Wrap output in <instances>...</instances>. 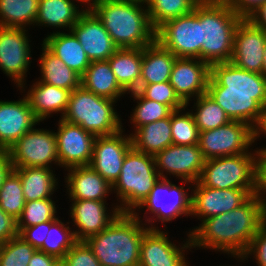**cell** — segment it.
<instances>
[{"label": "cell", "instance_id": "cell-30", "mask_svg": "<svg viewBox=\"0 0 266 266\" xmlns=\"http://www.w3.org/2000/svg\"><path fill=\"white\" fill-rule=\"evenodd\" d=\"M81 86L96 95L114 101L127 93L119 85L108 60L91 62L81 76Z\"/></svg>", "mask_w": 266, "mask_h": 266}, {"label": "cell", "instance_id": "cell-8", "mask_svg": "<svg viewBox=\"0 0 266 266\" xmlns=\"http://www.w3.org/2000/svg\"><path fill=\"white\" fill-rule=\"evenodd\" d=\"M255 153H242L205 160L199 182L216 189L256 190Z\"/></svg>", "mask_w": 266, "mask_h": 266}, {"label": "cell", "instance_id": "cell-27", "mask_svg": "<svg viewBox=\"0 0 266 266\" xmlns=\"http://www.w3.org/2000/svg\"><path fill=\"white\" fill-rule=\"evenodd\" d=\"M175 59L176 56L157 40L143 47L140 84L169 81Z\"/></svg>", "mask_w": 266, "mask_h": 266}, {"label": "cell", "instance_id": "cell-58", "mask_svg": "<svg viewBox=\"0 0 266 266\" xmlns=\"http://www.w3.org/2000/svg\"><path fill=\"white\" fill-rule=\"evenodd\" d=\"M121 1H133V2L145 3V0H121Z\"/></svg>", "mask_w": 266, "mask_h": 266}, {"label": "cell", "instance_id": "cell-11", "mask_svg": "<svg viewBox=\"0 0 266 266\" xmlns=\"http://www.w3.org/2000/svg\"><path fill=\"white\" fill-rule=\"evenodd\" d=\"M8 151L13 168H50L53 162L60 166L57 153L56 135L50 130L35 129L33 127Z\"/></svg>", "mask_w": 266, "mask_h": 266}, {"label": "cell", "instance_id": "cell-7", "mask_svg": "<svg viewBox=\"0 0 266 266\" xmlns=\"http://www.w3.org/2000/svg\"><path fill=\"white\" fill-rule=\"evenodd\" d=\"M160 178L154 156L131 147L125 155L120 176L112 185L121 203V213H132L149 195Z\"/></svg>", "mask_w": 266, "mask_h": 266}, {"label": "cell", "instance_id": "cell-44", "mask_svg": "<svg viewBox=\"0 0 266 266\" xmlns=\"http://www.w3.org/2000/svg\"><path fill=\"white\" fill-rule=\"evenodd\" d=\"M63 260L68 266H101L86 241H77Z\"/></svg>", "mask_w": 266, "mask_h": 266}, {"label": "cell", "instance_id": "cell-55", "mask_svg": "<svg viewBox=\"0 0 266 266\" xmlns=\"http://www.w3.org/2000/svg\"><path fill=\"white\" fill-rule=\"evenodd\" d=\"M261 74L266 79V46H265V50H264V61H263V65H262V72H261Z\"/></svg>", "mask_w": 266, "mask_h": 266}, {"label": "cell", "instance_id": "cell-47", "mask_svg": "<svg viewBox=\"0 0 266 266\" xmlns=\"http://www.w3.org/2000/svg\"><path fill=\"white\" fill-rule=\"evenodd\" d=\"M266 151H258L256 159V192L266 207ZM262 194V195H261ZM264 194V195H263Z\"/></svg>", "mask_w": 266, "mask_h": 266}, {"label": "cell", "instance_id": "cell-21", "mask_svg": "<svg viewBox=\"0 0 266 266\" xmlns=\"http://www.w3.org/2000/svg\"><path fill=\"white\" fill-rule=\"evenodd\" d=\"M209 77L210 66L204 61L176 57L169 82L187 107L192 96L197 98L207 93Z\"/></svg>", "mask_w": 266, "mask_h": 266}, {"label": "cell", "instance_id": "cell-46", "mask_svg": "<svg viewBox=\"0 0 266 266\" xmlns=\"http://www.w3.org/2000/svg\"><path fill=\"white\" fill-rule=\"evenodd\" d=\"M19 236L22 237L35 249H39L46 239L47 233L50 229V221L40 223L32 227H17Z\"/></svg>", "mask_w": 266, "mask_h": 266}, {"label": "cell", "instance_id": "cell-26", "mask_svg": "<svg viewBox=\"0 0 266 266\" xmlns=\"http://www.w3.org/2000/svg\"><path fill=\"white\" fill-rule=\"evenodd\" d=\"M43 45L80 76L91 64L82 45L71 30L69 33L56 31L47 35L43 39Z\"/></svg>", "mask_w": 266, "mask_h": 266}, {"label": "cell", "instance_id": "cell-14", "mask_svg": "<svg viewBox=\"0 0 266 266\" xmlns=\"http://www.w3.org/2000/svg\"><path fill=\"white\" fill-rule=\"evenodd\" d=\"M155 166L160 178L169 175L181 179L182 183H195L199 180L205 159L196 145H170L154 155ZM184 181V182H183Z\"/></svg>", "mask_w": 266, "mask_h": 266}, {"label": "cell", "instance_id": "cell-49", "mask_svg": "<svg viewBox=\"0 0 266 266\" xmlns=\"http://www.w3.org/2000/svg\"><path fill=\"white\" fill-rule=\"evenodd\" d=\"M266 0H233L230 7L242 19H248Z\"/></svg>", "mask_w": 266, "mask_h": 266}, {"label": "cell", "instance_id": "cell-34", "mask_svg": "<svg viewBox=\"0 0 266 266\" xmlns=\"http://www.w3.org/2000/svg\"><path fill=\"white\" fill-rule=\"evenodd\" d=\"M39 0H0V26L25 28L34 25Z\"/></svg>", "mask_w": 266, "mask_h": 266}, {"label": "cell", "instance_id": "cell-10", "mask_svg": "<svg viewBox=\"0 0 266 266\" xmlns=\"http://www.w3.org/2000/svg\"><path fill=\"white\" fill-rule=\"evenodd\" d=\"M254 143L253 127L241 121L199 132L198 146L205 160L248 152Z\"/></svg>", "mask_w": 266, "mask_h": 266}, {"label": "cell", "instance_id": "cell-53", "mask_svg": "<svg viewBox=\"0 0 266 266\" xmlns=\"http://www.w3.org/2000/svg\"><path fill=\"white\" fill-rule=\"evenodd\" d=\"M254 132V141L260 137V133H264L266 135V107L263 108V111L261 113L260 119L256 126L253 128ZM257 151H266V148H261Z\"/></svg>", "mask_w": 266, "mask_h": 266}, {"label": "cell", "instance_id": "cell-3", "mask_svg": "<svg viewBox=\"0 0 266 266\" xmlns=\"http://www.w3.org/2000/svg\"><path fill=\"white\" fill-rule=\"evenodd\" d=\"M140 218L136 211L120 213L107 228L86 240L101 266H139L144 233L158 229L152 224L146 227Z\"/></svg>", "mask_w": 266, "mask_h": 266}, {"label": "cell", "instance_id": "cell-50", "mask_svg": "<svg viewBox=\"0 0 266 266\" xmlns=\"http://www.w3.org/2000/svg\"><path fill=\"white\" fill-rule=\"evenodd\" d=\"M57 260L56 257L37 249L30 259L28 266H53Z\"/></svg>", "mask_w": 266, "mask_h": 266}, {"label": "cell", "instance_id": "cell-17", "mask_svg": "<svg viewBox=\"0 0 266 266\" xmlns=\"http://www.w3.org/2000/svg\"><path fill=\"white\" fill-rule=\"evenodd\" d=\"M266 46V31L249 19H242L235 30L230 60L238 68L261 74Z\"/></svg>", "mask_w": 266, "mask_h": 266}, {"label": "cell", "instance_id": "cell-24", "mask_svg": "<svg viewBox=\"0 0 266 266\" xmlns=\"http://www.w3.org/2000/svg\"><path fill=\"white\" fill-rule=\"evenodd\" d=\"M67 192L70 200L105 201L106 195L112 192V185L90 165L67 169Z\"/></svg>", "mask_w": 266, "mask_h": 266}, {"label": "cell", "instance_id": "cell-36", "mask_svg": "<svg viewBox=\"0 0 266 266\" xmlns=\"http://www.w3.org/2000/svg\"><path fill=\"white\" fill-rule=\"evenodd\" d=\"M196 100L194 103L196 112L191 113L199 132L224 126L231 121L223 108L208 93L200 95Z\"/></svg>", "mask_w": 266, "mask_h": 266}, {"label": "cell", "instance_id": "cell-2", "mask_svg": "<svg viewBox=\"0 0 266 266\" xmlns=\"http://www.w3.org/2000/svg\"><path fill=\"white\" fill-rule=\"evenodd\" d=\"M207 93L231 121L245 122L253 128L266 107L265 77L238 68L231 62L210 66Z\"/></svg>", "mask_w": 266, "mask_h": 266}, {"label": "cell", "instance_id": "cell-18", "mask_svg": "<svg viewBox=\"0 0 266 266\" xmlns=\"http://www.w3.org/2000/svg\"><path fill=\"white\" fill-rule=\"evenodd\" d=\"M121 129L112 135L97 136L90 166L111 185L119 178L126 153L132 147L130 135Z\"/></svg>", "mask_w": 266, "mask_h": 266}, {"label": "cell", "instance_id": "cell-23", "mask_svg": "<svg viewBox=\"0 0 266 266\" xmlns=\"http://www.w3.org/2000/svg\"><path fill=\"white\" fill-rule=\"evenodd\" d=\"M71 217L78 228L74 231L77 241H86L107 228L121 213L116 206L112 214L106 212V201L72 200ZM110 215V216H109Z\"/></svg>", "mask_w": 266, "mask_h": 266}, {"label": "cell", "instance_id": "cell-40", "mask_svg": "<svg viewBox=\"0 0 266 266\" xmlns=\"http://www.w3.org/2000/svg\"><path fill=\"white\" fill-rule=\"evenodd\" d=\"M55 206L52 198L26 202L21 216L17 219V227H32L55 220L57 218Z\"/></svg>", "mask_w": 266, "mask_h": 266}, {"label": "cell", "instance_id": "cell-45", "mask_svg": "<svg viewBox=\"0 0 266 266\" xmlns=\"http://www.w3.org/2000/svg\"><path fill=\"white\" fill-rule=\"evenodd\" d=\"M254 255L258 266H266V222L259 228L250 245L241 258L243 261L249 255Z\"/></svg>", "mask_w": 266, "mask_h": 266}, {"label": "cell", "instance_id": "cell-9", "mask_svg": "<svg viewBox=\"0 0 266 266\" xmlns=\"http://www.w3.org/2000/svg\"><path fill=\"white\" fill-rule=\"evenodd\" d=\"M156 40L176 57L201 60V21L194 10L165 21L156 29Z\"/></svg>", "mask_w": 266, "mask_h": 266}, {"label": "cell", "instance_id": "cell-31", "mask_svg": "<svg viewBox=\"0 0 266 266\" xmlns=\"http://www.w3.org/2000/svg\"><path fill=\"white\" fill-rule=\"evenodd\" d=\"M22 182L26 202L51 198L58 186L56 175L51 168L14 167Z\"/></svg>", "mask_w": 266, "mask_h": 266}, {"label": "cell", "instance_id": "cell-1", "mask_svg": "<svg viewBox=\"0 0 266 266\" xmlns=\"http://www.w3.org/2000/svg\"><path fill=\"white\" fill-rule=\"evenodd\" d=\"M266 222V207L256 195L227 213L204 219L189 231L191 246L211 248L241 259L259 228Z\"/></svg>", "mask_w": 266, "mask_h": 266}, {"label": "cell", "instance_id": "cell-12", "mask_svg": "<svg viewBox=\"0 0 266 266\" xmlns=\"http://www.w3.org/2000/svg\"><path fill=\"white\" fill-rule=\"evenodd\" d=\"M184 186H177L167 178H159L154 184L149 195L137 207L138 209L146 208V212L154 214L156 220L148 217L146 224L150 222L161 221L169 222L181 215H191V195L185 192ZM141 207V208H140Z\"/></svg>", "mask_w": 266, "mask_h": 266}, {"label": "cell", "instance_id": "cell-51", "mask_svg": "<svg viewBox=\"0 0 266 266\" xmlns=\"http://www.w3.org/2000/svg\"><path fill=\"white\" fill-rule=\"evenodd\" d=\"M13 169L9 151L0 149V189L5 177Z\"/></svg>", "mask_w": 266, "mask_h": 266}, {"label": "cell", "instance_id": "cell-20", "mask_svg": "<svg viewBox=\"0 0 266 266\" xmlns=\"http://www.w3.org/2000/svg\"><path fill=\"white\" fill-rule=\"evenodd\" d=\"M188 238L180 248L168 239L167 232L148 229L141 242L139 266H188L183 253L192 248L190 235Z\"/></svg>", "mask_w": 266, "mask_h": 266}, {"label": "cell", "instance_id": "cell-41", "mask_svg": "<svg viewBox=\"0 0 266 266\" xmlns=\"http://www.w3.org/2000/svg\"><path fill=\"white\" fill-rule=\"evenodd\" d=\"M176 110L171 113V134L174 145H196L199 139V130L192 113H181Z\"/></svg>", "mask_w": 266, "mask_h": 266}, {"label": "cell", "instance_id": "cell-33", "mask_svg": "<svg viewBox=\"0 0 266 266\" xmlns=\"http://www.w3.org/2000/svg\"><path fill=\"white\" fill-rule=\"evenodd\" d=\"M41 79L39 81L68 89L71 92L81 86V76L69 68L42 44L40 57Z\"/></svg>", "mask_w": 266, "mask_h": 266}, {"label": "cell", "instance_id": "cell-39", "mask_svg": "<svg viewBox=\"0 0 266 266\" xmlns=\"http://www.w3.org/2000/svg\"><path fill=\"white\" fill-rule=\"evenodd\" d=\"M138 104L133 110L131 122L134 128L168 117L173 111L162 103L144 98L138 91L130 92Z\"/></svg>", "mask_w": 266, "mask_h": 266}, {"label": "cell", "instance_id": "cell-22", "mask_svg": "<svg viewBox=\"0 0 266 266\" xmlns=\"http://www.w3.org/2000/svg\"><path fill=\"white\" fill-rule=\"evenodd\" d=\"M18 101H0V149L9 150L39 120L26 96Z\"/></svg>", "mask_w": 266, "mask_h": 266}, {"label": "cell", "instance_id": "cell-56", "mask_svg": "<svg viewBox=\"0 0 266 266\" xmlns=\"http://www.w3.org/2000/svg\"><path fill=\"white\" fill-rule=\"evenodd\" d=\"M53 266H68L63 259H58Z\"/></svg>", "mask_w": 266, "mask_h": 266}, {"label": "cell", "instance_id": "cell-6", "mask_svg": "<svg viewBox=\"0 0 266 266\" xmlns=\"http://www.w3.org/2000/svg\"><path fill=\"white\" fill-rule=\"evenodd\" d=\"M114 103L116 101L96 95L80 86L71 92L61 119L80 125L96 136L112 135L123 128Z\"/></svg>", "mask_w": 266, "mask_h": 266}, {"label": "cell", "instance_id": "cell-28", "mask_svg": "<svg viewBox=\"0 0 266 266\" xmlns=\"http://www.w3.org/2000/svg\"><path fill=\"white\" fill-rule=\"evenodd\" d=\"M119 85L128 93L140 86L142 48H118L108 59Z\"/></svg>", "mask_w": 266, "mask_h": 266}, {"label": "cell", "instance_id": "cell-25", "mask_svg": "<svg viewBox=\"0 0 266 266\" xmlns=\"http://www.w3.org/2000/svg\"><path fill=\"white\" fill-rule=\"evenodd\" d=\"M70 94L71 91L68 89L36 81L25 95L35 117L41 122L46 117H50L53 112H60L62 117L69 102Z\"/></svg>", "mask_w": 266, "mask_h": 266}, {"label": "cell", "instance_id": "cell-5", "mask_svg": "<svg viewBox=\"0 0 266 266\" xmlns=\"http://www.w3.org/2000/svg\"><path fill=\"white\" fill-rule=\"evenodd\" d=\"M201 21V60L209 66L230 62L234 34L242 18L228 4H197Z\"/></svg>", "mask_w": 266, "mask_h": 266}, {"label": "cell", "instance_id": "cell-4", "mask_svg": "<svg viewBox=\"0 0 266 266\" xmlns=\"http://www.w3.org/2000/svg\"><path fill=\"white\" fill-rule=\"evenodd\" d=\"M143 5L133 1L97 0L89 8L118 48H143L156 40V29Z\"/></svg>", "mask_w": 266, "mask_h": 266}, {"label": "cell", "instance_id": "cell-37", "mask_svg": "<svg viewBox=\"0 0 266 266\" xmlns=\"http://www.w3.org/2000/svg\"><path fill=\"white\" fill-rule=\"evenodd\" d=\"M70 229L67 224L64 225L58 218L50 221V229L46 239L38 250L52 255L57 259H63L66 253L77 242L74 230L71 231Z\"/></svg>", "mask_w": 266, "mask_h": 266}, {"label": "cell", "instance_id": "cell-43", "mask_svg": "<svg viewBox=\"0 0 266 266\" xmlns=\"http://www.w3.org/2000/svg\"><path fill=\"white\" fill-rule=\"evenodd\" d=\"M137 91L146 99L167 105L172 111L186 108L185 103L175 93L169 81L154 84H140Z\"/></svg>", "mask_w": 266, "mask_h": 266}, {"label": "cell", "instance_id": "cell-54", "mask_svg": "<svg viewBox=\"0 0 266 266\" xmlns=\"http://www.w3.org/2000/svg\"><path fill=\"white\" fill-rule=\"evenodd\" d=\"M233 0H198V3L203 4H228L230 5Z\"/></svg>", "mask_w": 266, "mask_h": 266}, {"label": "cell", "instance_id": "cell-29", "mask_svg": "<svg viewBox=\"0 0 266 266\" xmlns=\"http://www.w3.org/2000/svg\"><path fill=\"white\" fill-rule=\"evenodd\" d=\"M134 130V134H130L132 147L140 152L154 156L173 144L171 114Z\"/></svg>", "mask_w": 266, "mask_h": 266}, {"label": "cell", "instance_id": "cell-35", "mask_svg": "<svg viewBox=\"0 0 266 266\" xmlns=\"http://www.w3.org/2000/svg\"><path fill=\"white\" fill-rule=\"evenodd\" d=\"M152 26L157 29L165 21L191 13L198 0H145Z\"/></svg>", "mask_w": 266, "mask_h": 266}, {"label": "cell", "instance_id": "cell-48", "mask_svg": "<svg viewBox=\"0 0 266 266\" xmlns=\"http://www.w3.org/2000/svg\"><path fill=\"white\" fill-rule=\"evenodd\" d=\"M19 235L17 220L0 207V244Z\"/></svg>", "mask_w": 266, "mask_h": 266}, {"label": "cell", "instance_id": "cell-57", "mask_svg": "<svg viewBox=\"0 0 266 266\" xmlns=\"http://www.w3.org/2000/svg\"><path fill=\"white\" fill-rule=\"evenodd\" d=\"M76 1H78V2H82V3H87V4H89L88 5V7L87 8H89V6L91 7L92 6V4L95 2V1H97V0H76ZM92 2V3H91Z\"/></svg>", "mask_w": 266, "mask_h": 266}, {"label": "cell", "instance_id": "cell-38", "mask_svg": "<svg viewBox=\"0 0 266 266\" xmlns=\"http://www.w3.org/2000/svg\"><path fill=\"white\" fill-rule=\"evenodd\" d=\"M25 203L21 179L12 169L5 177L0 189V207L17 220L21 216Z\"/></svg>", "mask_w": 266, "mask_h": 266}, {"label": "cell", "instance_id": "cell-16", "mask_svg": "<svg viewBox=\"0 0 266 266\" xmlns=\"http://www.w3.org/2000/svg\"><path fill=\"white\" fill-rule=\"evenodd\" d=\"M191 215L204 219L227 213L241 206L256 190L216 189L206 187L199 181L192 184Z\"/></svg>", "mask_w": 266, "mask_h": 266}, {"label": "cell", "instance_id": "cell-52", "mask_svg": "<svg viewBox=\"0 0 266 266\" xmlns=\"http://www.w3.org/2000/svg\"><path fill=\"white\" fill-rule=\"evenodd\" d=\"M254 25L266 31V1L248 18Z\"/></svg>", "mask_w": 266, "mask_h": 266}, {"label": "cell", "instance_id": "cell-19", "mask_svg": "<svg viewBox=\"0 0 266 266\" xmlns=\"http://www.w3.org/2000/svg\"><path fill=\"white\" fill-rule=\"evenodd\" d=\"M71 31L91 62L108 60L118 50L103 23L90 8L84 10Z\"/></svg>", "mask_w": 266, "mask_h": 266}, {"label": "cell", "instance_id": "cell-15", "mask_svg": "<svg viewBox=\"0 0 266 266\" xmlns=\"http://www.w3.org/2000/svg\"><path fill=\"white\" fill-rule=\"evenodd\" d=\"M55 135L61 167L69 169L90 164L96 135L61 118Z\"/></svg>", "mask_w": 266, "mask_h": 266}, {"label": "cell", "instance_id": "cell-42", "mask_svg": "<svg viewBox=\"0 0 266 266\" xmlns=\"http://www.w3.org/2000/svg\"><path fill=\"white\" fill-rule=\"evenodd\" d=\"M36 250L17 235L0 244V266H28Z\"/></svg>", "mask_w": 266, "mask_h": 266}, {"label": "cell", "instance_id": "cell-32", "mask_svg": "<svg viewBox=\"0 0 266 266\" xmlns=\"http://www.w3.org/2000/svg\"><path fill=\"white\" fill-rule=\"evenodd\" d=\"M78 8L73 0H39L35 23L66 30L69 27L70 31L84 12Z\"/></svg>", "mask_w": 266, "mask_h": 266}, {"label": "cell", "instance_id": "cell-13", "mask_svg": "<svg viewBox=\"0 0 266 266\" xmlns=\"http://www.w3.org/2000/svg\"><path fill=\"white\" fill-rule=\"evenodd\" d=\"M25 28L0 26V69L21 89L31 60Z\"/></svg>", "mask_w": 266, "mask_h": 266}]
</instances>
